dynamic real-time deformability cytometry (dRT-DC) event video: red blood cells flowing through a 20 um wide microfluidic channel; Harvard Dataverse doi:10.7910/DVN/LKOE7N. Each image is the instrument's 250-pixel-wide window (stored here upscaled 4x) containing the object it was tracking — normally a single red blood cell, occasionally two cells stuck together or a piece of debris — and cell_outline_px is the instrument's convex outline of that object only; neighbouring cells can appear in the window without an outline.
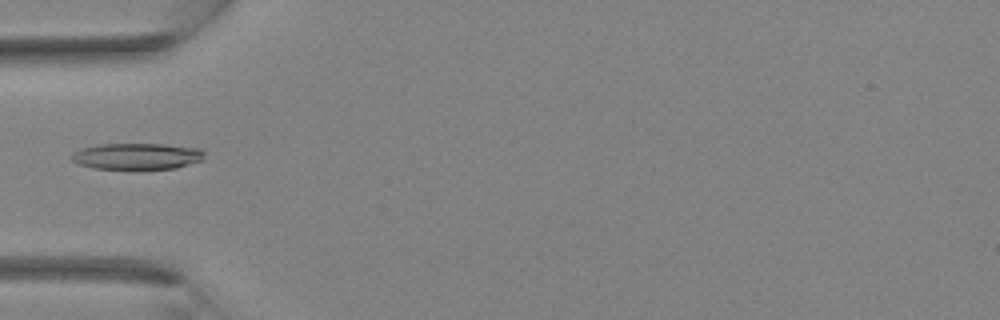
{"species": "Egyptian fruit bat (a non-hibernating species)", "species_latin": "Rousettus aegyptiacus", "temperature_condition": "room temperature", "stored_images_in_passage": 31, "camera_frame_rate_fps": 3000, "um_per_image_px": 0.085, "animal": {"sex": "female"}, "frame": {"image": 1, "passage_image": 6, "time_ms": 1.667, "image_size_px": [1000, 320], "cell_outline_px": [[204, 160], [176, 168], [92, 168], [76, 164], [68, 156], [72, 152], [84, 148], [100, 144], [164, 144], [200, 148], [204, 152]], "centroid_in_image_um": [11.63, 13.27], "position_along_channel_um": 73.4, "area_um2": 20.35}}
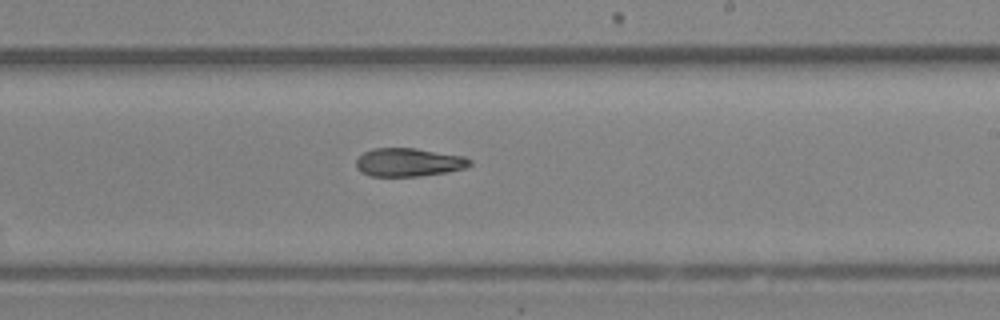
{"frame": {"image": 2, "passage_image": 16, "time_ms": 5.0, "image_size_px": [1000, 320], "cell_outline_px": [[472, 164], [468, 168], [448, 172], [420, 176], [372, 176], [360, 172], [356, 168], [356, 160], [364, 152], [372, 148], [416, 148], [464, 156], [472, 160]], "centroid_in_image_um": [34.77, 13.79], "position_along_channel_um": 254.2, "area_um2": 19.02}}
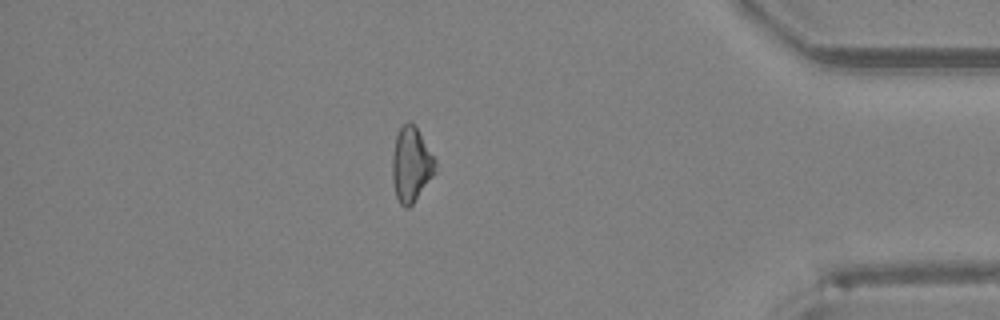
{"frame": {"image": 3, "passage_image": 26, "time_ms": 8.333, "image_size_px": [1000, 320], "cell_outline_px": [[436, 172], [412, 204], [408, 208], [404, 208], [400, 204], [396, 196], [392, 180], [392, 156], [396, 136], [400, 128], [408, 120], [416, 128], [436, 160]], "centroid_in_image_um": [34.94, 14.01], "position_along_channel_um": 400.3, "area_um2": 18.55}}